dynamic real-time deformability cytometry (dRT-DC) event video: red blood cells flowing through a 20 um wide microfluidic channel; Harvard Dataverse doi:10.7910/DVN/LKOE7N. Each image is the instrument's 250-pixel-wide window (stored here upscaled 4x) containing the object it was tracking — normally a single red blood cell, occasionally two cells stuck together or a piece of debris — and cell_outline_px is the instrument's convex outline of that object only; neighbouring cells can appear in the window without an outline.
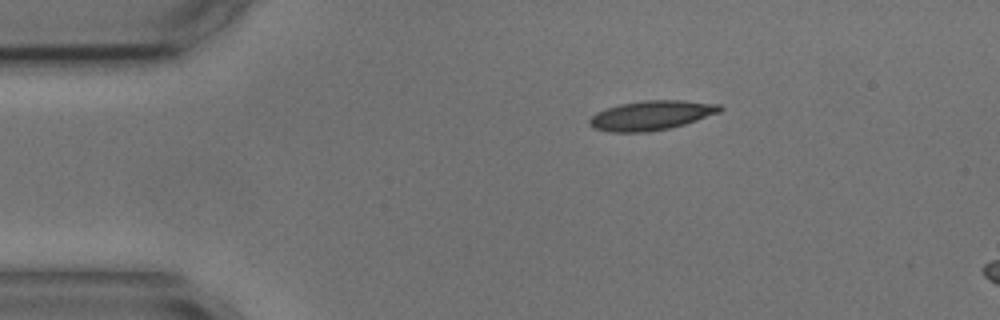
{"species": "common noctule bat (a hibernating species)", "species_latin": "Nyctalus noctula", "temperature_condition": "cold", "stored_images_in_passage": 6, "camera_frame_rate_fps": 3000, "um_per_image_px": 0.085, "animal": {"sex": "male", "body_mass_g": 17.9, "forearm_length_mm": 54.2}, "frame": {"image": 1, "passage_image": 1, "time_ms": 0.0, "image_size_px": [1000, 320], "cell_outline_px": [[724, 108], [720, 112], [672, 128], [648, 132], [612, 132], [592, 128], [588, 124], [588, 120], [596, 112], [620, 104], [644, 100], [680, 100], [720, 104]], "centroid_in_image_um": [55.35, 9.81], "position_along_channel_um": 29.6, "area_um2": 22.43}}